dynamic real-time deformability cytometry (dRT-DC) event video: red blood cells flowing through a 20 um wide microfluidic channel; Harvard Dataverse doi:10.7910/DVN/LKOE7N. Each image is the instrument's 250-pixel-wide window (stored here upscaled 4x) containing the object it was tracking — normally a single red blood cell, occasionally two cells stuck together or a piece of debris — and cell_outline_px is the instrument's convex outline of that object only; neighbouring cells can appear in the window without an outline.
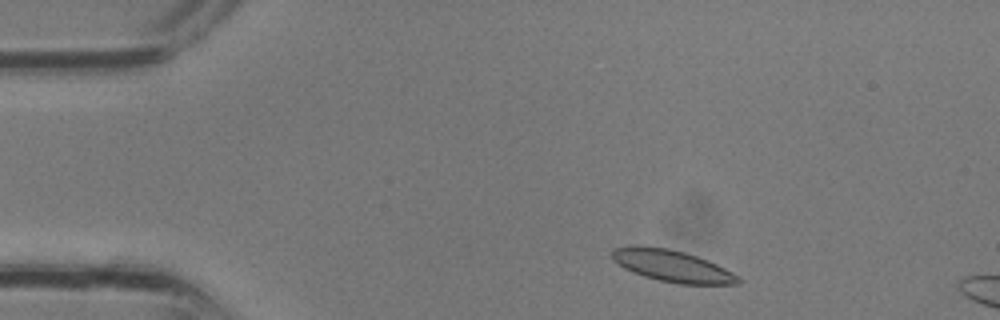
{"species": "common noctule bat (a hibernating species)", "species_latin": "Nyctalus noctula", "temperature_condition": "room temperature", "stored_images_in_passage": 6, "camera_frame_rate_fps": 3000, "um_per_image_px": 0.085, "animal": {"sex": "male", "body_mass_g": 13.3}, "frame": {"image": 1, "passage_image": 3, "time_ms": 0.667, "image_size_px": [1000, 320], "cell_outline_px": [[740, 284], [680, 284], [660, 280], [644, 276], [624, 268], [612, 260], [612, 248], [636, 244], [668, 248], [684, 252], [708, 260], [740, 276]], "centroid_in_image_um": [57.11, 22.58], "position_along_channel_um": 27.9, "area_um2": 23.41}}